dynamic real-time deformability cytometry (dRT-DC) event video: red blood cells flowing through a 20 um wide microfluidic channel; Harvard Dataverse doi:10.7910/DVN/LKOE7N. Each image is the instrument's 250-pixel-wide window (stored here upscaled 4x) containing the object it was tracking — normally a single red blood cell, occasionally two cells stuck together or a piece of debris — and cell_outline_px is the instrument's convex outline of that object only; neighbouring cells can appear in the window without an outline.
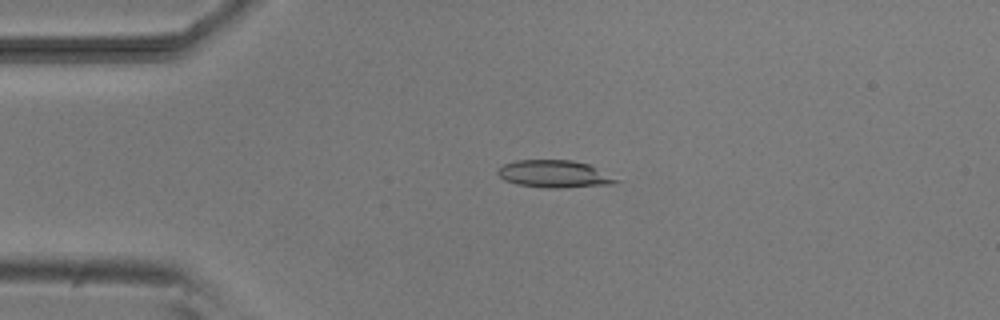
{"species": "common noctule bat (a hibernating species)", "species_latin": "Nyctalus noctula", "temperature_condition": "room temperature", "stored_images_in_passage": 6, "camera_frame_rate_fps": 3000, "um_per_image_px": 0.085, "animal": {"sex": "male", "body_mass_g": 20.5, "forearm_length_mm": 52.5}, "frame": {"image": 1, "passage_image": 4, "time_ms": 3.333, "image_size_px": [1000, 320], "cell_outline_px": [[620, 180], [612, 184], [564, 188], [544, 188], [516, 184], [504, 180], [496, 172], [504, 164], [516, 160], [572, 160], [588, 164]], "centroid_in_image_um": [47.09, 14.79], "position_along_channel_um": 37.9, "area_um2": 18.79}}
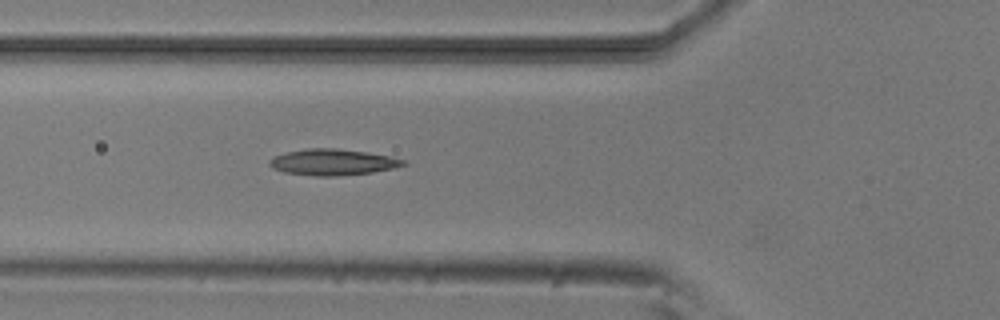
{"frame": {"image": 2, "passage_image": 6, "time_ms": 5.667, "image_size_px": [1000, 320], "cell_outline_px": [[408, 164], [392, 168], [372, 172], [336, 176], [316, 176], [284, 172], [272, 168], [268, 164], [268, 160], [276, 156], [288, 152], [308, 148], [336, 148], [392, 156], [404, 160]], "centroid_in_image_um": [28.27, 13.78], "position_along_channel_um": 97.5, "area_um2": 20.23}}